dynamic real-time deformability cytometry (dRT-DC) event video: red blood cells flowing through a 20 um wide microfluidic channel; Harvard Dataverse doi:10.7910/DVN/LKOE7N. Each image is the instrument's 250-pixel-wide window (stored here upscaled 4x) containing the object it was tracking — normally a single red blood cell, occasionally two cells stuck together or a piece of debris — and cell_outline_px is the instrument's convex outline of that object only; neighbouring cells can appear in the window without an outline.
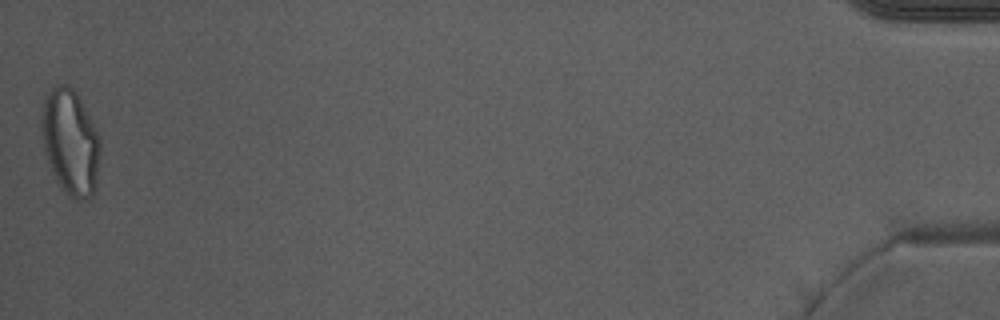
{"species": "Egyptian fruit bat (a non-hibernating species)", "species_latin": "Rousettus aegyptiacus", "temperature_condition": "warm", "stored_images_in_passage": 51, "camera_frame_rate_fps": 3000, "um_per_image_px": 0.085, "animal": {"sex": "male"}, "frame": {"image": 1, "passage_image": 51, "time_ms": 16.667, "image_size_px": [1000, 320], "cell_outline_px": [[100, 152], [96, 188], [92, 196], [88, 200], [76, 200], [68, 196], [60, 188], [48, 164], [44, 152], [40, 132], [40, 116], [44, 100], [48, 92], [60, 84], [68, 84], [76, 92], [100, 140]], "centroid_in_image_um": [5.95, 12.14], "position_along_channel_um": 429.2, "area_um2": 36.41}}